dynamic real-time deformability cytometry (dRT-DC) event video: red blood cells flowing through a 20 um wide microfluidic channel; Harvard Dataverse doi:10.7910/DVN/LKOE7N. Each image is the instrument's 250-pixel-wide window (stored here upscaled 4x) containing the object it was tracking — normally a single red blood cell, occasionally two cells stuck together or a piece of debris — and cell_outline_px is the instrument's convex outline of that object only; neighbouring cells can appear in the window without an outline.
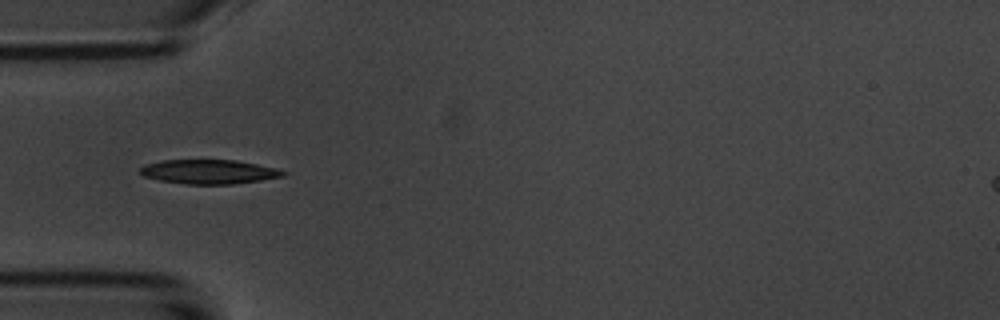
{"species": "common noctule bat (a hibernating species)", "species_latin": "Nyctalus noctula", "temperature_condition": "room temperature", "stored_images_in_passage": 5, "camera_frame_rate_fps": 3000, "um_per_image_px": 0.085, "animal": {"sex": "male", "body_mass_g": 20.1, "forearm_length_mm": 53.5}, "frame": {"image": 1, "passage_image": 5, "time_ms": 4.667, "image_size_px": [1000, 320], "cell_outline_px": [[288, 172], [284, 176], [260, 180], [232, 184], [184, 184], [160, 180], [144, 176], [140, 172], [140, 168], [144, 164], [164, 160], [236, 160], [276, 168]], "centroid_in_image_um": [17.76, 14.59], "position_along_channel_um": 67.2, "area_um2": 20.11}}